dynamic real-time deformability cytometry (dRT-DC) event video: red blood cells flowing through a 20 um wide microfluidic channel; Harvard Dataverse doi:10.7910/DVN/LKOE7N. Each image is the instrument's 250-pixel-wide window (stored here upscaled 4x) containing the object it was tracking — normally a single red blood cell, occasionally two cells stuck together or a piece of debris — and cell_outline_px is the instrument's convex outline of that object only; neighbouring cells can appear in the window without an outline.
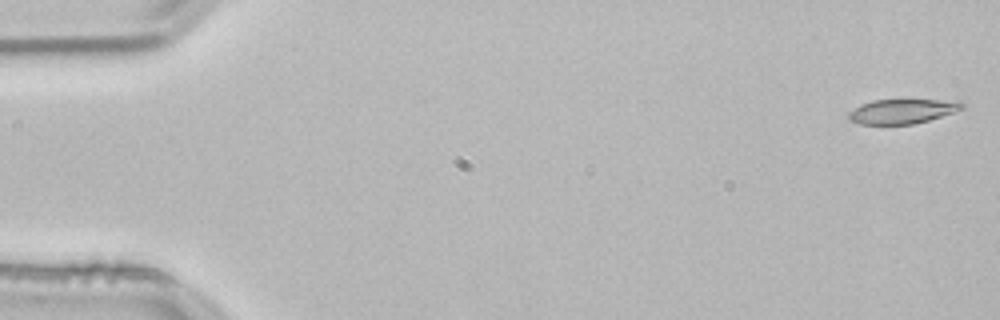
{"species": "common noctule bat (a hibernating species)", "species_latin": "Nyctalus noctula", "temperature_condition": "room temperature", "stored_images_in_passage": 53, "camera_frame_rate_fps": 3000, "um_per_image_px": 0.085, "animal": {"sex": "male", "body_mass_g": 21.5, "forearm_length_mm": 52.0}, "frame": {"image": 1, "passage_image": 1, "time_ms": 0.0, "image_size_px": [1000, 320], "cell_outline_px": [[964, 108], [928, 120], [912, 124], [860, 124], [848, 120], [848, 112], [860, 104], [872, 100], [960, 100], [964, 104]], "centroid_in_image_um": [76.66, 9.45], "position_along_channel_um": 8.3, "area_um2": 16.18}}
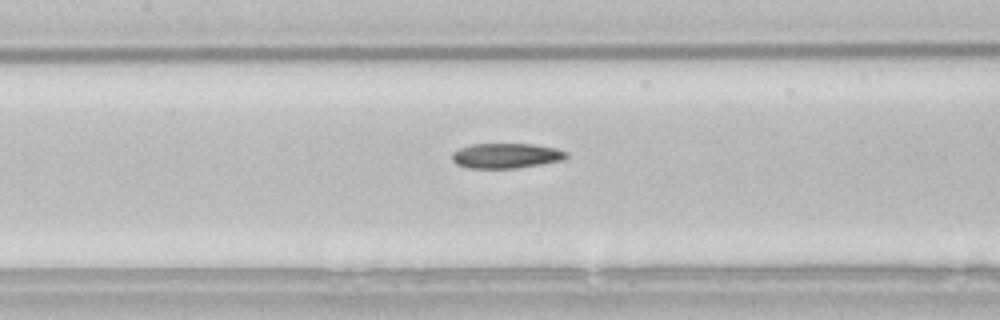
{"frame": {"image": 2, "passage_image": 24, "time_ms": 7.667, "image_size_px": [1000, 320], "cell_outline_px": [[568, 156], [564, 160], [516, 168], [468, 168], [456, 164], [452, 160], [452, 152], [460, 148], [472, 144], [532, 144], [556, 148], [568, 152]], "centroid_in_image_um": [43.02, 13.23], "position_along_channel_um": 164.4, "area_um2": 16.7}}
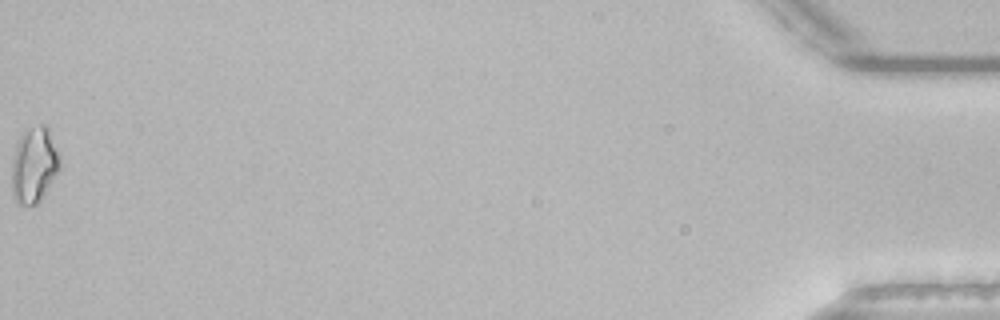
{"frame": {"image": 3, "passage_image": 53, "time_ms": 17.333, "image_size_px": [1000, 320], "cell_outline_px": [[60, 168], [40, 200], [36, 204], [20, 204], [12, 196], [12, 160], [16, 144], [20, 136], [24, 132], [40, 124], [48, 124], [60, 156]], "centroid_in_image_um": [2.91, 13.99], "position_along_channel_um": 432.3, "area_um2": 21.15}}